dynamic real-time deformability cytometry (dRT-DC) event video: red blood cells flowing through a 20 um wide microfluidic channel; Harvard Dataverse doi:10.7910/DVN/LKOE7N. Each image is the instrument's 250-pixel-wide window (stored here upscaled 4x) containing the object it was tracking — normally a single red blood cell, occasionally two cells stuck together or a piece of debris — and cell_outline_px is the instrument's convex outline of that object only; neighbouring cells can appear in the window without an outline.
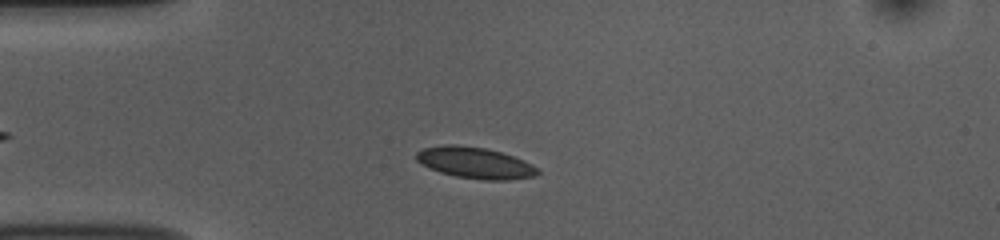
{"species": "common noctule bat (a hibernating species)", "species_latin": "Nyctalus noctula", "temperature_condition": "room temperature", "stored_images_in_passage": 36, "camera_frame_rate_fps": 3000, "um_per_image_px": 0.085, "animal": {"sex": "female", "body_mass_g": 10.0, "forearm_length_mm": 53.1}, "frame": {"image": 1, "passage_image": 8, "time_ms": 2.333, "image_size_px": [1000, 240], "cell_outline_px": [[540, 172], [536, 176], [508, 180], [484, 180], [456, 176], [440, 172], [420, 164], [416, 160], [416, 152], [424, 148], [444, 144], [456, 144], [484, 148], [500, 152], [512, 156], [536, 168]], "centroid_in_image_um": [40.32, 13.84], "position_along_channel_um": 44.7, "area_um2": 21.85}}
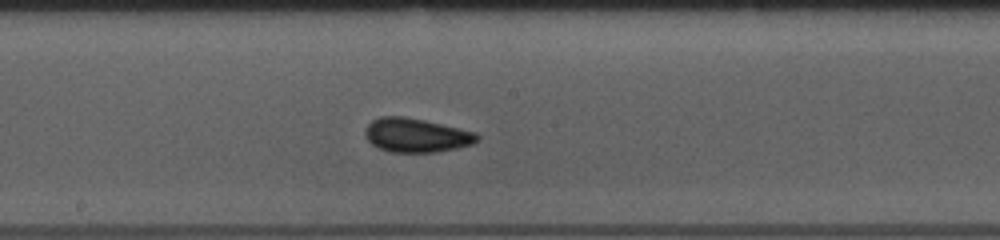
{"frame": {"image": 2, "passage_image": 23, "time_ms": 7.333, "image_size_px": [1000, 240], "cell_outline_px": [[480, 140], [472, 144], [456, 148], [436, 152], [392, 152], [376, 148], [364, 136], [364, 132], [368, 124], [372, 120], [380, 116], [404, 116], [424, 120], [476, 132], [480, 136]], "centroid_in_image_um": [35.37, 11.49], "position_along_channel_um": 212.8, "area_um2": 22.31}}
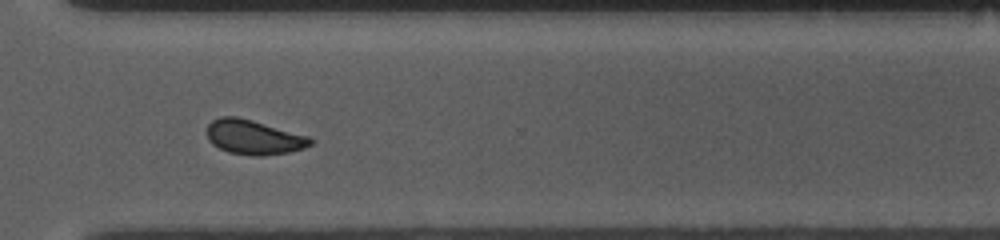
{"frame": {"image": 3, "passage_image": 34, "time_ms": 11.0, "image_size_px": [1000, 240], "cell_outline_px": [[316, 140], [312, 144], [304, 148], [288, 152], [260, 156], [252, 156], [228, 152], [212, 144], [208, 140], [208, 124], [212, 120], [220, 116], [236, 116], [252, 120], [312, 136]], "centroid_in_image_um": [21.62, 11.66], "position_along_channel_um": 349.0, "area_um2": 21.1}, "authors_computed_cell_mechanics": {"area_um2": 21.1837, "velocity_mm_per_s": 3.7217, "shape_relaxation_time_tau1_ms": 2.7214, "shape_relaxation_time_tau2_ms": 1.759, "deformation_change_tau1": 0.0788, "deformation_change_tau2": 0.0546}}